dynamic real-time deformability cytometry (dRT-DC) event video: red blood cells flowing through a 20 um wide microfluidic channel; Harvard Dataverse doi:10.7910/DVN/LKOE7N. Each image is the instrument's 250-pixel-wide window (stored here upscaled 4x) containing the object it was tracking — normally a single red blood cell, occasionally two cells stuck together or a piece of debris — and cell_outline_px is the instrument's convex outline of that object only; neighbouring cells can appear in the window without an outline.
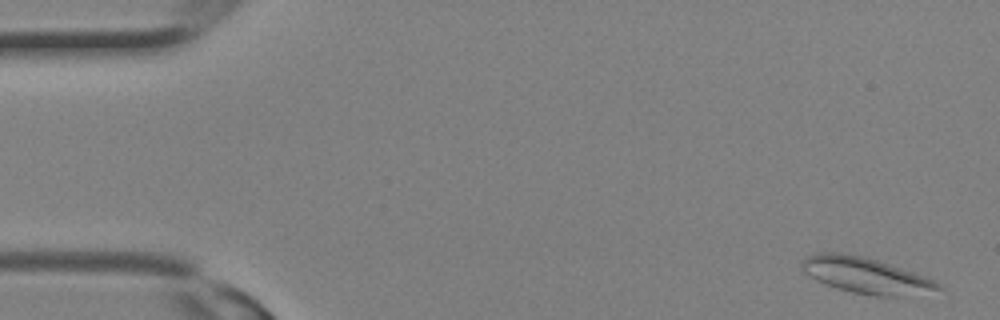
{"species": "Egyptian fruit bat (a non-hibernating species)", "species_latin": "Rousettus aegyptiacus", "temperature_condition": "room temperature", "stored_images_in_passage": 12, "camera_frame_rate_fps": 3000, "um_per_image_px": 0.085, "animal": {"sex": "female"}, "frame": {"image": 1, "passage_image": 1, "time_ms": 0.0, "image_size_px": [1000, 320], "cell_outline_px": [[944, 288], [896, 296], [872, 296], [852, 292], [836, 288], [816, 280], [804, 272], [800, 268], [800, 264], [804, 256], [820, 252], [840, 252], [864, 256], [936, 280]], "centroid_in_image_um": [73.49, 23.38], "position_along_channel_um": 11.5, "area_um2": 28.21}}
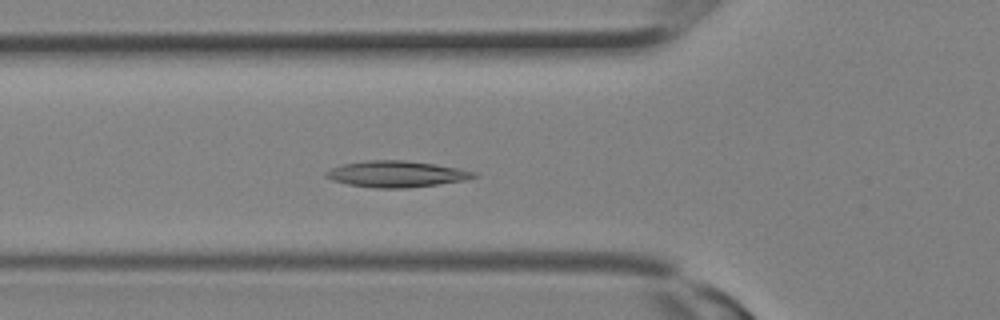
{"frame": {"image": 2, "passage_image": 10, "time_ms": 3.0, "image_size_px": [1000, 320], "cell_outline_px": [[480, 176], [468, 180], [408, 188], [376, 188], [348, 184], [332, 180], [324, 176], [324, 172], [340, 164], [368, 160], [404, 160], [436, 164], [476, 172]], "centroid_in_image_um": [33.7, 14.79], "position_along_channel_um": 92.1, "area_um2": 22.77}}
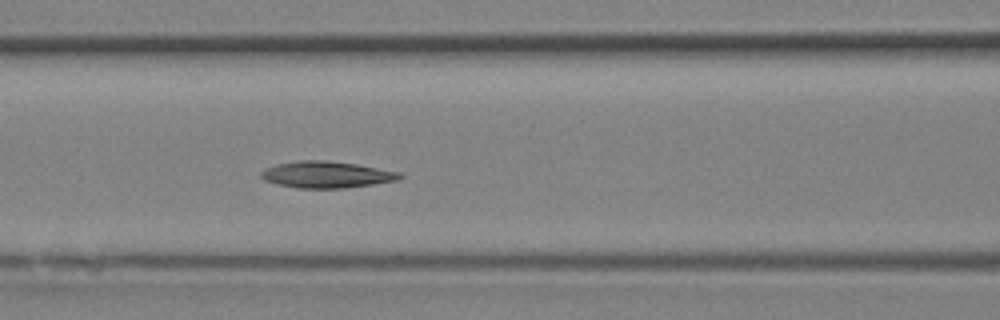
{"frame": {"image": 3, "passage_image": 12, "time_ms": 3.667, "image_size_px": [1000, 320], "cell_outline_px": [[404, 176], [396, 180], [372, 184], [344, 188], [296, 188], [276, 184], [264, 180], [260, 176], [260, 172], [264, 168], [276, 164], [300, 160], [328, 160], [356, 164], [400, 172]], "centroid_in_image_um": [27.7, 14.84], "position_along_channel_um": 138.9, "area_um2": 21.5}}